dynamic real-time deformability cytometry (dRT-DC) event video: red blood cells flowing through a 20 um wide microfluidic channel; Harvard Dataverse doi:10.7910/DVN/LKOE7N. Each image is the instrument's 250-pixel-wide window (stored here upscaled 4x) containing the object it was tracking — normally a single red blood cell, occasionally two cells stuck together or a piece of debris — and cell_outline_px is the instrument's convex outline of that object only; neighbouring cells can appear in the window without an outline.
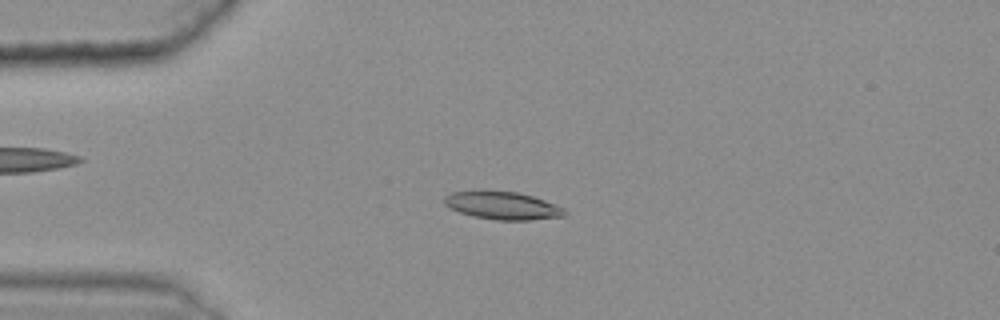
{"species": "common noctule bat (a hibernating species)", "species_latin": "Nyctalus noctula", "temperature_condition": "warm", "stored_images_in_passage": 45, "camera_frame_rate_fps": 3000, "um_per_image_px": 0.085, "animal": {"sex": "female", "body_mass_g": 25.1}, "frame": {"image": 1, "passage_image": 14, "time_ms": 4.333, "image_size_px": [1000, 320], "cell_outline_px": [[568, 212], [564, 216], [528, 220], [496, 220], [472, 216], [448, 208], [444, 204], [444, 196], [452, 192], [476, 188], [480, 188], [516, 192], [532, 196], [544, 200], [564, 208]], "centroid_in_image_um": [42.63, 17.43], "position_along_channel_um": 42.4, "area_um2": 20.11}}
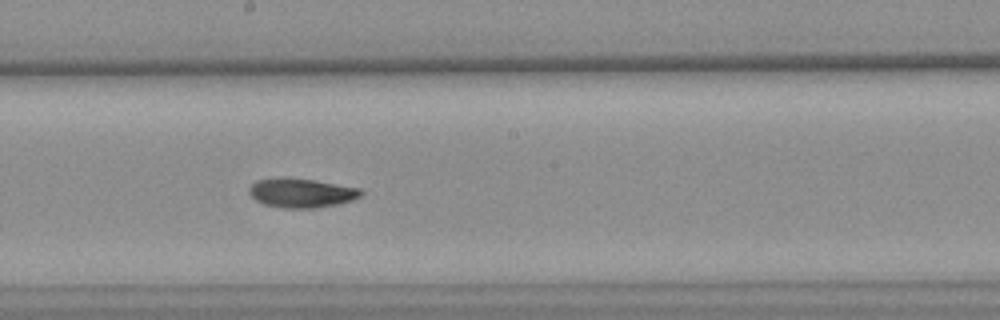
{"frame": {"image": 2, "passage_image": 31, "time_ms": 10.0, "image_size_px": [1000, 320], "cell_outline_px": [[364, 192], [360, 196], [352, 200], [340, 204], [316, 208], [284, 208], [264, 204], [256, 200], [248, 192], [248, 188], [256, 180], [284, 176], [316, 180], [360, 188]], "centroid_in_image_um": [25.62, 16.38], "position_along_channel_um": 222.6, "area_um2": 19.36}}
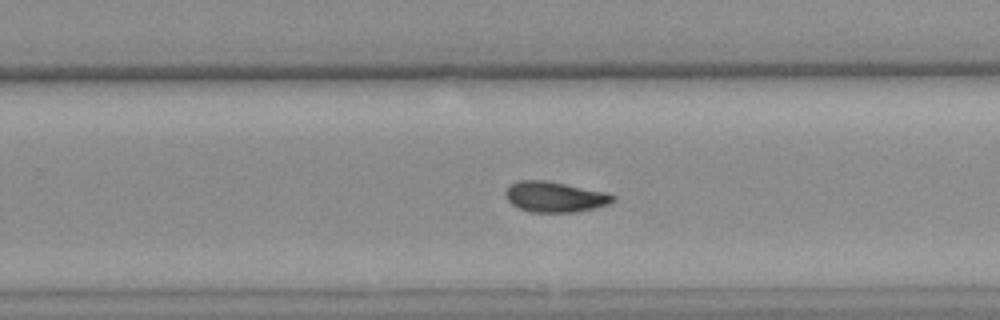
{"frame": {"image": 3, "passage_image": 36, "time_ms": 11.667, "image_size_px": [1000, 320], "cell_outline_px": [[616, 200], [608, 204], [596, 208], [576, 212], [528, 212], [512, 204], [508, 200], [504, 192], [512, 184], [520, 180], [544, 180], [608, 192], [616, 196]], "centroid_in_image_um": [47.21, 16.74], "position_along_channel_um": 282.6, "area_um2": 19.13}, "authors_computed_cell_mechanics": {"area_um2": 19.1318, "velocity_mm_per_s": 3.6136, "shape_relaxation_time_tau1_ms": 9.9529, "shape_relaxation_time_tau2_ms": 3.9631, "deformation_change_tau1": 0.2243, "deformation_change_tau2": 0.0866}}